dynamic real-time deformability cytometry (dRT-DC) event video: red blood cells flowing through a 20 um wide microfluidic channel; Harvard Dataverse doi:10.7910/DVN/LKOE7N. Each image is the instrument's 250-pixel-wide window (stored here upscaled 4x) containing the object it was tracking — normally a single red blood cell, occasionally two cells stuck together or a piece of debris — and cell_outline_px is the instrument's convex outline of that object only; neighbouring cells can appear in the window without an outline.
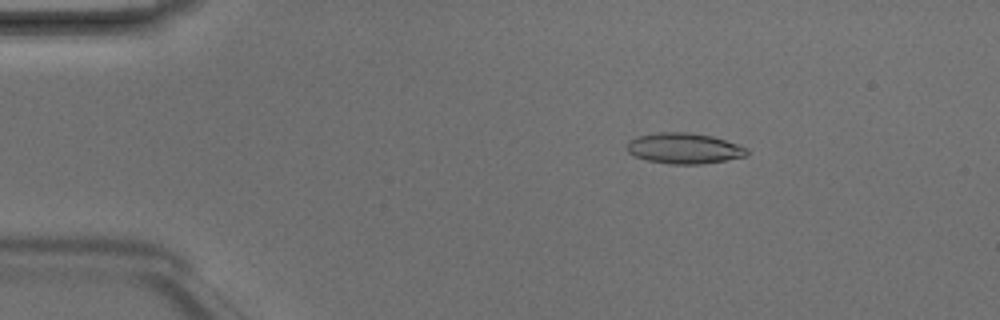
{"species": "Egyptian fruit bat (a non-hibernating species)", "species_latin": "Rousettus aegyptiacus", "temperature_condition": "room temperature", "stored_images_in_passage": 5, "camera_frame_rate_fps": 3000, "um_per_image_px": 0.085, "animal": {"sex": "male"}, "frame": {"image": 1, "passage_image": 1, "time_ms": 0.0, "image_size_px": [1000, 320], "cell_outline_px": [[748, 156], [700, 164], [672, 164], [648, 160], [636, 156], [628, 152], [624, 148], [628, 140], [636, 136], [656, 132], [688, 132], [712, 136], [748, 148]], "centroid_in_image_um": [58.1, 12.6], "position_along_channel_um": 26.9, "area_um2": 21.5}}
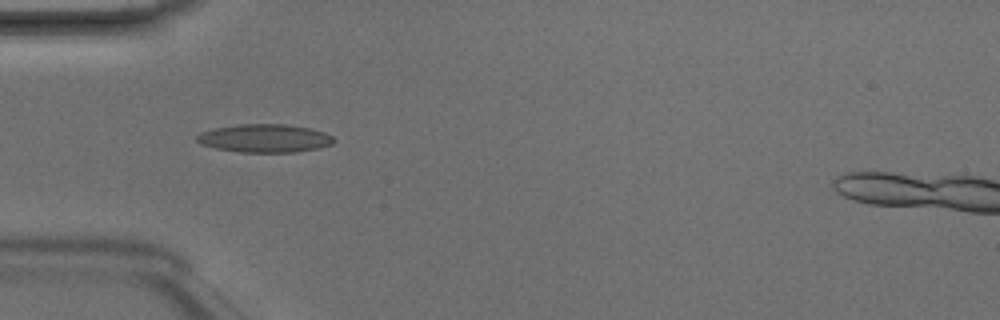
{"frame": {"image": 2, "passage_image": 3, "time_ms": 0.667, "image_size_px": [1000, 320], "cell_outline_px": [[336, 140], [332, 144], [316, 148], [296, 152], [240, 152], [216, 148], [200, 144], [196, 140], [196, 136], [200, 132], [216, 128], [240, 124], [284, 124], [308, 128], [324, 132], [332, 136]], "centroid_in_image_um": [22.48, 11.75], "position_along_channel_um": 62.5, "area_um2": 22.37}}